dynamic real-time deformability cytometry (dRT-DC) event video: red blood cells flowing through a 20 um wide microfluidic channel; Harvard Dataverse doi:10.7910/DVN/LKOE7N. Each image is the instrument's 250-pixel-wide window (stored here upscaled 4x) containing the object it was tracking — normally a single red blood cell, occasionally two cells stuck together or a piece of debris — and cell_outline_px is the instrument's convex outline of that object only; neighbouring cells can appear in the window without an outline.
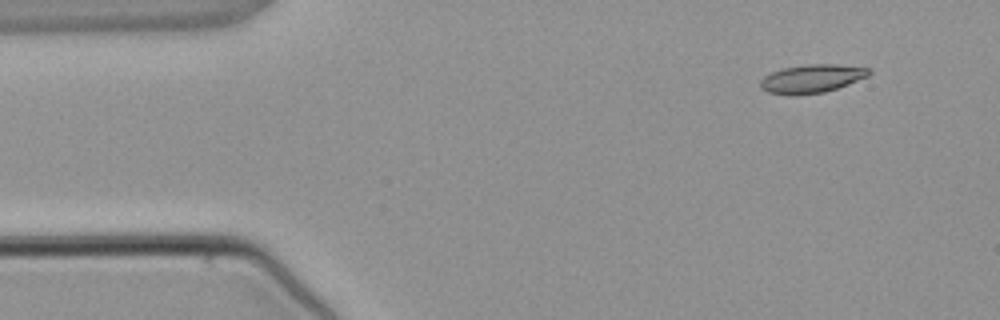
{"species": "common noctule bat (a hibernating species)", "species_latin": "Nyctalus noctula", "temperature_condition": "warm", "stored_images_in_passage": 4, "camera_frame_rate_fps": 3000, "um_per_image_px": 0.085, "animal": {"sex": "male", "body_mass_g": 21.5, "forearm_length_mm": 52.0}, "frame": {"image": 1, "passage_image": 1, "time_ms": 0.0, "image_size_px": [1000, 320], "cell_outline_px": [[872, 72], [868, 76], [848, 84], [824, 92], [792, 96], [788, 96], [768, 92], [760, 88], [760, 80], [764, 76], [772, 72], [784, 68], [808, 64], [836, 64], [872, 68]], "centroid_in_image_um": [69.0, 6.69], "position_along_channel_um": 16.0, "area_um2": 18.09}}
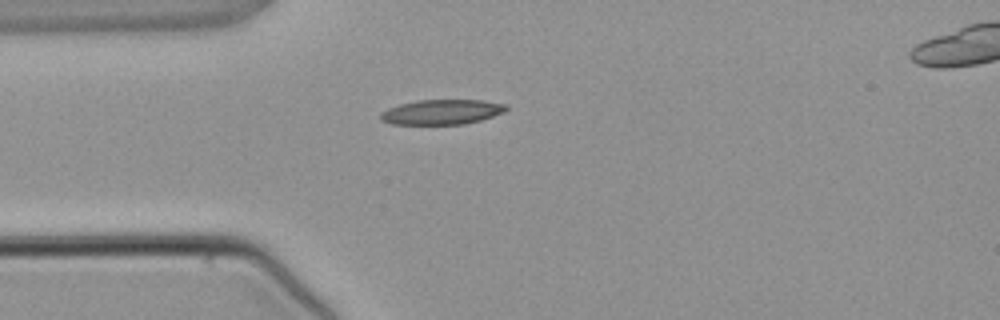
{"frame": {"image": 2, "passage_image": 3, "time_ms": 2.333, "image_size_px": [1000, 320], "cell_outline_px": [[508, 108], [504, 112], [480, 120], [464, 124], [392, 124], [380, 120], [380, 112], [388, 108], [400, 104], [416, 100], [480, 100], [508, 104]], "centroid_in_image_um": [37.54, 9.51], "position_along_channel_um": 47.5, "area_um2": 18.26}}